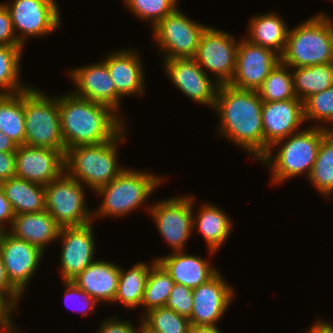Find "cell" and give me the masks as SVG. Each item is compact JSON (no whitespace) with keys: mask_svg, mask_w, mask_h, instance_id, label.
<instances>
[{"mask_svg":"<svg viewBox=\"0 0 333 333\" xmlns=\"http://www.w3.org/2000/svg\"><path fill=\"white\" fill-rule=\"evenodd\" d=\"M262 104L255 90L221 84L213 107L219 114L218 134L243 148L256 160L264 156Z\"/></svg>","mask_w":333,"mask_h":333,"instance_id":"1","label":"cell"},{"mask_svg":"<svg viewBox=\"0 0 333 333\" xmlns=\"http://www.w3.org/2000/svg\"><path fill=\"white\" fill-rule=\"evenodd\" d=\"M60 125L66 151L78 145L105 143L124 128V120L107 105L76 96L58 97Z\"/></svg>","mask_w":333,"mask_h":333,"instance_id":"2","label":"cell"},{"mask_svg":"<svg viewBox=\"0 0 333 333\" xmlns=\"http://www.w3.org/2000/svg\"><path fill=\"white\" fill-rule=\"evenodd\" d=\"M328 131L329 129L324 127L310 126L275 142L259 160L269 167L272 174L271 184H281L304 173L308 178L317 158L322 137ZM274 147L279 148L276 154H273V150H276Z\"/></svg>","mask_w":333,"mask_h":333,"instance_id":"3","label":"cell"},{"mask_svg":"<svg viewBox=\"0 0 333 333\" xmlns=\"http://www.w3.org/2000/svg\"><path fill=\"white\" fill-rule=\"evenodd\" d=\"M125 128L112 140L105 143L78 145L65 154V172L93 192L107 185L126 167L117 161L120 141L126 137Z\"/></svg>","mask_w":333,"mask_h":333,"instance_id":"4","label":"cell"},{"mask_svg":"<svg viewBox=\"0 0 333 333\" xmlns=\"http://www.w3.org/2000/svg\"><path fill=\"white\" fill-rule=\"evenodd\" d=\"M326 13L313 15L288 30L281 62L291 69L333 62V21Z\"/></svg>","mask_w":333,"mask_h":333,"instance_id":"5","label":"cell"},{"mask_svg":"<svg viewBox=\"0 0 333 333\" xmlns=\"http://www.w3.org/2000/svg\"><path fill=\"white\" fill-rule=\"evenodd\" d=\"M163 180V176L125 168L107 185L96 191V194L102 197V201L98 209L93 211V219L103 216L124 217L132 214L148 201L155 189L163 184Z\"/></svg>","mask_w":333,"mask_h":333,"instance_id":"6","label":"cell"},{"mask_svg":"<svg viewBox=\"0 0 333 333\" xmlns=\"http://www.w3.org/2000/svg\"><path fill=\"white\" fill-rule=\"evenodd\" d=\"M25 145L61 150L66 154L58 96L30 86L24 90Z\"/></svg>","mask_w":333,"mask_h":333,"instance_id":"7","label":"cell"},{"mask_svg":"<svg viewBox=\"0 0 333 333\" xmlns=\"http://www.w3.org/2000/svg\"><path fill=\"white\" fill-rule=\"evenodd\" d=\"M85 188L66 172L45 185L46 210L61 227L93 223V211L85 202Z\"/></svg>","mask_w":333,"mask_h":333,"instance_id":"8","label":"cell"},{"mask_svg":"<svg viewBox=\"0 0 333 333\" xmlns=\"http://www.w3.org/2000/svg\"><path fill=\"white\" fill-rule=\"evenodd\" d=\"M177 8L152 27L156 45L165 53L164 60L195 58L200 38L208 27L193 21Z\"/></svg>","mask_w":333,"mask_h":333,"instance_id":"9","label":"cell"},{"mask_svg":"<svg viewBox=\"0 0 333 333\" xmlns=\"http://www.w3.org/2000/svg\"><path fill=\"white\" fill-rule=\"evenodd\" d=\"M194 201L195 196L181 195L148 206L147 211L151 214L161 237L172 248L171 252L185 251L186 241L194 231Z\"/></svg>","mask_w":333,"mask_h":333,"instance_id":"10","label":"cell"},{"mask_svg":"<svg viewBox=\"0 0 333 333\" xmlns=\"http://www.w3.org/2000/svg\"><path fill=\"white\" fill-rule=\"evenodd\" d=\"M229 32L208 26L203 32L195 60L207 73L214 75L219 84H228L233 77L236 65L238 42ZM208 69V70H207Z\"/></svg>","mask_w":333,"mask_h":333,"instance_id":"11","label":"cell"},{"mask_svg":"<svg viewBox=\"0 0 333 333\" xmlns=\"http://www.w3.org/2000/svg\"><path fill=\"white\" fill-rule=\"evenodd\" d=\"M4 4L10 12L15 35L24 47L30 37L50 34L62 23L56 0H14Z\"/></svg>","mask_w":333,"mask_h":333,"instance_id":"12","label":"cell"},{"mask_svg":"<svg viewBox=\"0 0 333 333\" xmlns=\"http://www.w3.org/2000/svg\"><path fill=\"white\" fill-rule=\"evenodd\" d=\"M235 71L228 83L239 89L257 91L281 61L271 49L255 45L245 38L238 41Z\"/></svg>","mask_w":333,"mask_h":333,"instance_id":"13","label":"cell"},{"mask_svg":"<svg viewBox=\"0 0 333 333\" xmlns=\"http://www.w3.org/2000/svg\"><path fill=\"white\" fill-rule=\"evenodd\" d=\"M168 78L186 97L213 108L219 84L210 78L194 58L164 60ZM213 81V82H212Z\"/></svg>","mask_w":333,"mask_h":333,"instance_id":"14","label":"cell"},{"mask_svg":"<svg viewBox=\"0 0 333 333\" xmlns=\"http://www.w3.org/2000/svg\"><path fill=\"white\" fill-rule=\"evenodd\" d=\"M0 253L10 283L23 295L44 255L39 247L0 231Z\"/></svg>","mask_w":333,"mask_h":333,"instance_id":"15","label":"cell"},{"mask_svg":"<svg viewBox=\"0 0 333 333\" xmlns=\"http://www.w3.org/2000/svg\"><path fill=\"white\" fill-rule=\"evenodd\" d=\"M65 172V154L61 150L28 145L17 146L15 176L47 185Z\"/></svg>","mask_w":333,"mask_h":333,"instance_id":"16","label":"cell"},{"mask_svg":"<svg viewBox=\"0 0 333 333\" xmlns=\"http://www.w3.org/2000/svg\"><path fill=\"white\" fill-rule=\"evenodd\" d=\"M93 224L61 227L59 237L62 241L60 271L62 281L72 280L81 273L95 258L96 241Z\"/></svg>","mask_w":333,"mask_h":333,"instance_id":"17","label":"cell"},{"mask_svg":"<svg viewBox=\"0 0 333 333\" xmlns=\"http://www.w3.org/2000/svg\"><path fill=\"white\" fill-rule=\"evenodd\" d=\"M235 289L218 271L206 283L193 289V311L189 318L194 325H217L235 295Z\"/></svg>","mask_w":333,"mask_h":333,"instance_id":"18","label":"cell"},{"mask_svg":"<svg viewBox=\"0 0 333 333\" xmlns=\"http://www.w3.org/2000/svg\"><path fill=\"white\" fill-rule=\"evenodd\" d=\"M69 73L68 76L76 87L72 92L76 96L107 105L119 114L122 97L116 92L115 84L103 60L72 69Z\"/></svg>","mask_w":333,"mask_h":333,"instance_id":"19","label":"cell"},{"mask_svg":"<svg viewBox=\"0 0 333 333\" xmlns=\"http://www.w3.org/2000/svg\"><path fill=\"white\" fill-rule=\"evenodd\" d=\"M303 123H305L304 109L300 99L263 101L264 155L275 142L299 132Z\"/></svg>","mask_w":333,"mask_h":333,"instance_id":"20","label":"cell"},{"mask_svg":"<svg viewBox=\"0 0 333 333\" xmlns=\"http://www.w3.org/2000/svg\"><path fill=\"white\" fill-rule=\"evenodd\" d=\"M111 52L103 61L108 67L116 92L122 98L130 95L135 96V94L142 95L145 91V73L138 52L131 49Z\"/></svg>","mask_w":333,"mask_h":333,"instance_id":"21","label":"cell"},{"mask_svg":"<svg viewBox=\"0 0 333 333\" xmlns=\"http://www.w3.org/2000/svg\"><path fill=\"white\" fill-rule=\"evenodd\" d=\"M157 261L170 274L175 283L195 289L206 283L219 270L212 267L208 259L189 255L185 251H176L156 257Z\"/></svg>","mask_w":333,"mask_h":333,"instance_id":"22","label":"cell"},{"mask_svg":"<svg viewBox=\"0 0 333 333\" xmlns=\"http://www.w3.org/2000/svg\"><path fill=\"white\" fill-rule=\"evenodd\" d=\"M120 266L105 260L92 262L72 281L91 295L98 303H114L117 293Z\"/></svg>","mask_w":333,"mask_h":333,"instance_id":"23","label":"cell"},{"mask_svg":"<svg viewBox=\"0 0 333 333\" xmlns=\"http://www.w3.org/2000/svg\"><path fill=\"white\" fill-rule=\"evenodd\" d=\"M7 231L15 238L25 240L39 247L42 251L46 246L58 240L61 226L47 210L37 213L15 214L13 223ZM49 243V244H48Z\"/></svg>","mask_w":333,"mask_h":333,"instance_id":"24","label":"cell"},{"mask_svg":"<svg viewBox=\"0 0 333 333\" xmlns=\"http://www.w3.org/2000/svg\"><path fill=\"white\" fill-rule=\"evenodd\" d=\"M197 213V217H193V230L197 229L201 233L212 255L221 249L231 235L232 220L224 210L211 202L202 204Z\"/></svg>","mask_w":333,"mask_h":333,"instance_id":"25","label":"cell"},{"mask_svg":"<svg viewBox=\"0 0 333 333\" xmlns=\"http://www.w3.org/2000/svg\"><path fill=\"white\" fill-rule=\"evenodd\" d=\"M248 24L245 39L255 45L271 49L279 56L283 54L289 29L276 12L254 16Z\"/></svg>","mask_w":333,"mask_h":333,"instance_id":"26","label":"cell"},{"mask_svg":"<svg viewBox=\"0 0 333 333\" xmlns=\"http://www.w3.org/2000/svg\"><path fill=\"white\" fill-rule=\"evenodd\" d=\"M0 183L14 214L37 213L46 210L44 185L16 176Z\"/></svg>","mask_w":333,"mask_h":333,"instance_id":"27","label":"cell"},{"mask_svg":"<svg viewBox=\"0 0 333 333\" xmlns=\"http://www.w3.org/2000/svg\"><path fill=\"white\" fill-rule=\"evenodd\" d=\"M157 261L152 259V263L138 262L128 270L121 268L118 279L117 293L114 303L121 302L128 310L141 306L146 281L151 266ZM125 270V271H124Z\"/></svg>","mask_w":333,"mask_h":333,"instance_id":"28","label":"cell"},{"mask_svg":"<svg viewBox=\"0 0 333 333\" xmlns=\"http://www.w3.org/2000/svg\"><path fill=\"white\" fill-rule=\"evenodd\" d=\"M292 69L294 92L302 102L333 85V62Z\"/></svg>","mask_w":333,"mask_h":333,"instance_id":"29","label":"cell"},{"mask_svg":"<svg viewBox=\"0 0 333 333\" xmlns=\"http://www.w3.org/2000/svg\"><path fill=\"white\" fill-rule=\"evenodd\" d=\"M0 131L18 146L25 144L24 91L0 95Z\"/></svg>","mask_w":333,"mask_h":333,"instance_id":"30","label":"cell"},{"mask_svg":"<svg viewBox=\"0 0 333 333\" xmlns=\"http://www.w3.org/2000/svg\"><path fill=\"white\" fill-rule=\"evenodd\" d=\"M323 197L333 193V130L323 137L314 166L307 178Z\"/></svg>","mask_w":333,"mask_h":333,"instance_id":"31","label":"cell"},{"mask_svg":"<svg viewBox=\"0 0 333 333\" xmlns=\"http://www.w3.org/2000/svg\"><path fill=\"white\" fill-rule=\"evenodd\" d=\"M23 49L24 46L0 45V95L16 94L30 87L20 82Z\"/></svg>","mask_w":333,"mask_h":333,"instance_id":"32","label":"cell"},{"mask_svg":"<svg viewBox=\"0 0 333 333\" xmlns=\"http://www.w3.org/2000/svg\"><path fill=\"white\" fill-rule=\"evenodd\" d=\"M174 285L170 274L156 261L149 270L141 306L146 312L166 306Z\"/></svg>","mask_w":333,"mask_h":333,"instance_id":"33","label":"cell"},{"mask_svg":"<svg viewBox=\"0 0 333 333\" xmlns=\"http://www.w3.org/2000/svg\"><path fill=\"white\" fill-rule=\"evenodd\" d=\"M291 68L281 61L270 72L257 90L262 101H285L297 98L294 92Z\"/></svg>","mask_w":333,"mask_h":333,"instance_id":"34","label":"cell"},{"mask_svg":"<svg viewBox=\"0 0 333 333\" xmlns=\"http://www.w3.org/2000/svg\"><path fill=\"white\" fill-rule=\"evenodd\" d=\"M141 320L149 328L161 333H189L191 326L187 317L181 316L166 306L144 312Z\"/></svg>","mask_w":333,"mask_h":333,"instance_id":"35","label":"cell"},{"mask_svg":"<svg viewBox=\"0 0 333 333\" xmlns=\"http://www.w3.org/2000/svg\"><path fill=\"white\" fill-rule=\"evenodd\" d=\"M303 109H304V121L312 122L316 121V127H324L329 130H333V85L322 92L315 93L308 97L303 102ZM329 123L332 127L328 126ZM319 123V125H318Z\"/></svg>","mask_w":333,"mask_h":333,"instance_id":"36","label":"cell"},{"mask_svg":"<svg viewBox=\"0 0 333 333\" xmlns=\"http://www.w3.org/2000/svg\"><path fill=\"white\" fill-rule=\"evenodd\" d=\"M179 0H124L125 6L142 21H150L154 26L161 19L178 8Z\"/></svg>","mask_w":333,"mask_h":333,"instance_id":"37","label":"cell"},{"mask_svg":"<svg viewBox=\"0 0 333 333\" xmlns=\"http://www.w3.org/2000/svg\"><path fill=\"white\" fill-rule=\"evenodd\" d=\"M63 284L67 307L71 308L73 306L71 309L81 312L84 317L89 312L94 313L98 302L91 295L83 291L72 280H64ZM70 305L72 306L70 307Z\"/></svg>","mask_w":333,"mask_h":333,"instance_id":"38","label":"cell"},{"mask_svg":"<svg viewBox=\"0 0 333 333\" xmlns=\"http://www.w3.org/2000/svg\"><path fill=\"white\" fill-rule=\"evenodd\" d=\"M166 307L189 319L193 311V289L175 283Z\"/></svg>","mask_w":333,"mask_h":333,"instance_id":"39","label":"cell"},{"mask_svg":"<svg viewBox=\"0 0 333 333\" xmlns=\"http://www.w3.org/2000/svg\"><path fill=\"white\" fill-rule=\"evenodd\" d=\"M0 45L23 46L15 35L10 12L4 3H0Z\"/></svg>","mask_w":333,"mask_h":333,"instance_id":"40","label":"cell"},{"mask_svg":"<svg viewBox=\"0 0 333 333\" xmlns=\"http://www.w3.org/2000/svg\"><path fill=\"white\" fill-rule=\"evenodd\" d=\"M100 324L97 333H137L138 331V327L136 328L131 320H121L116 316L103 320Z\"/></svg>","mask_w":333,"mask_h":333,"instance_id":"41","label":"cell"},{"mask_svg":"<svg viewBox=\"0 0 333 333\" xmlns=\"http://www.w3.org/2000/svg\"><path fill=\"white\" fill-rule=\"evenodd\" d=\"M0 292L4 293L17 307L22 294L10 283L0 253Z\"/></svg>","mask_w":333,"mask_h":333,"instance_id":"42","label":"cell"},{"mask_svg":"<svg viewBox=\"0 0 333 333\" xmlns=\"http://www.w3.org/2000/svg\"><path fill=\"white\" fill-rule=\"evenodd\" d=\"M17 306L2 292H0V328L14 324L13 313ZM13 312V313H12Z\"/></svg>","mask_w":333,"mask_h":333,"instance_id":"43","label":"cell"},{"mask_svg":"<svg viewBox=\"0 0 333 333\" xmlns=\"http://www.w3.org/2000/svg\"><path fill=\"white\" fill-rule=\"evenodd\" d=\"M15 176V152H0V182Z\"/></svg>","mask_w":333,"mask_h":333,"instance_id":"44","label":"cell"},{"mask_svg":"<svg viewBox=\"0 0 333 333\" xmlns=\"http://www.w3.org/2000/svg\"><path fill=\"white\" fill-rule=\"evenodd\" d=\"M14 212L10 205V202L5 196L3 187L0 183V231L6 230V224L8 223L9 226L12 225L14 219Z\"/></svg>","mask_w":333,"mask_h":333,"instance_id":"45","label":"cell"},{"mask_svg":"<svg viewBox=\"0 0 333 333\" xmlns=\"http://www.w3.org/2000/svg\"><path fill=\"white\" fill-rule=\"evenodd\" d=\"M305 333H333V323L316 319L315 323Z\"/></svg>","mask_w":333,"mask_h":333,"instance_id":"46","label":"cell"},{"mask_svg":"<svg viewBox=\"0 0 333 333\" xmlns=\"http://www.w3.org/2000/svg\"><path fill=\"white\" fill-rule=\"evenodd\" d=\"M17 144L0 131V152H15Z\"/></svg>","mask_w":333,"mask_h":333,"instance_id":"47","label":"cell"},{"mask_svg":"<svg viewBox=\"0 0 333 333\" xmlns=\"http://www.w3.org/2000/svg\"><path fill=\"white\" fill-rule=\"evenodd\" d=\"M217 325H194L191 324L189 333H222Z\"/></svg>","mask_w":333,"mask_h":333,"instance_id":"48","label":"cell"},{"mask_svg":"<svg viewBox=\"0 0 333 333\" xmlns=\"http://www.w3.org/2000/svg\"><path fill=\"white\" fill-rule=\"evenodd\" d=\"M140 322V328H138L137 333H161L149 328L142 320Z\"/></svg>","mask_w":333,"mask_h":333,"instance_id":"49","label":"cell"},{"mask_svg":"<svg viewBox=\"0 0 333 333\" xmlns=\"http://www.w3.org/2000/svg\"><path fill=\"white\" fill-rule=\"evenodd\" d=\"M14 326L15 325L12 324L8 327L0 328V333H19V331H17Z\"/></svg>","mask_w":333,"mask_h":333,"instance_id":"50","label":"cell"}]
</instances>
